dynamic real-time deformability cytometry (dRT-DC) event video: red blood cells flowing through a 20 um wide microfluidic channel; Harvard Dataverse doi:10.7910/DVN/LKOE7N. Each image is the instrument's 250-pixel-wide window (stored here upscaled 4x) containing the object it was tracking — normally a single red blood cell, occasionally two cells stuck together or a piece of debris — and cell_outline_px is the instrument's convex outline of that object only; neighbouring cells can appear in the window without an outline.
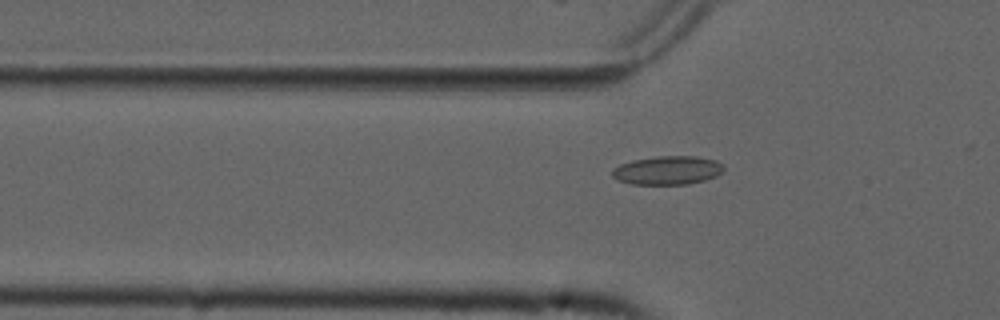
{"species": "common noctule bat (a hibernating species)", "species_latin": "Nyctalus noctula", "temperature_condition": "cold", "stored_images_in_passage": 42, "camera_frame_rate_fps": 3000, "um_per_image_px": 0.085, "animal": {"sex": "male", "forearm_length_mm": 52.5}, "frame": {"image": 1, "passage_image": 12, "time_ms": 3.667, "image_size_px": [1000, 320], "cell_outline_px": [[724, 172], [716, 176], [704, 180], [688, 184], [632, 184], [616, 180], [612, 176], [612, 168], [620, 164], [632, 160], [656, 156], [696, 156], [716, 160], [724, 164]], "centroid_in_image_um": [56.75, 14.47], "position_along_channel_um": 69.1, "area_um2": 18.84}}
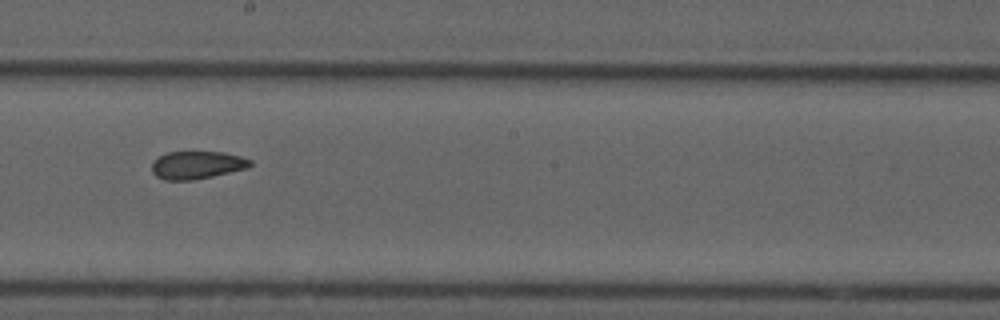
{"frame": {"image": 2, "passage_image": 25, "time_ms": 8.0, "image_size_px": [1000, 320], "cell_outline_px": [[252, 164], [248, 168], [212, 176], [192, 180], [164, 180], [156, 176], [152, 172], [152, 164], [160, 156], [168, 152], [224, 152], [240, 156], [252, 160]], "centroid_in_image_um": [16.76, 14.03], "position_along_channel_um": 231.4, "area_um2": 15.84}}
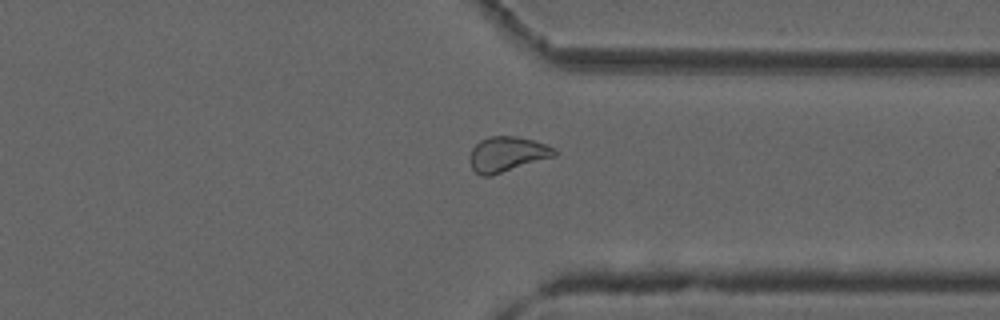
{"frame": {"image": 3, "passage_image": 36, "time_ms": 11.667, "image_size_px": [1000, 320], "cell_outline_px": [[556, 156], [492, 176], [480, 176], [472, 168], [468, 160], [468, 156], [472, 148], [480, 140], [488, 136], [516, 136], [532, 140], [544, 144], [552, 148], [556, 152]], "centroid_in_image_um": [43.05, 13.12], "position_along_channel_um": 368.4, "area_um2": 17.46}}